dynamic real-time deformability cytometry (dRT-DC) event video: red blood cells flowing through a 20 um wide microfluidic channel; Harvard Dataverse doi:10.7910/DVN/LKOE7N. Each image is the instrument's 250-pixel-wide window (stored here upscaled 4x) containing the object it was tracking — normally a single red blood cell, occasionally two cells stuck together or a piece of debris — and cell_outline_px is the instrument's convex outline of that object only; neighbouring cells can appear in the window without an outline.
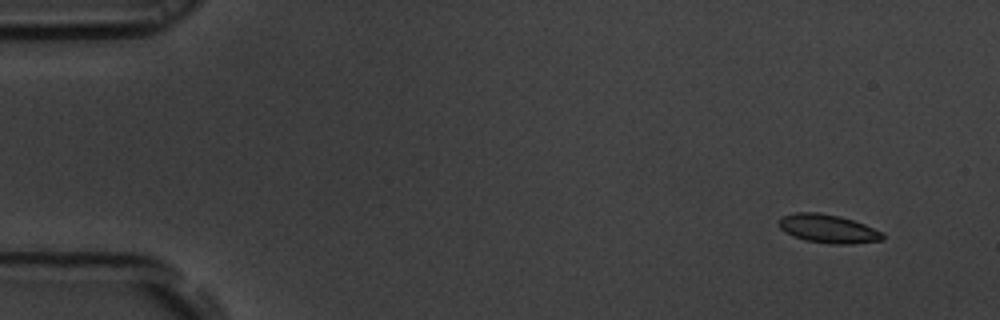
{"species": "common noctule bat (a hibernating species)", "species_latin": "Nyctalus noctula", "temperature_condition": "room temperature", "stored_images_in_passage": 11, "camera_frame_rate_fps": 3000, "um_per_image_px": 0.085, "animal": {"sex": "male", "body_mass_g": 19.5, "forearm_length_mm": 54.6}, "frame": {"image": 1, "passage_image": 4, "time_ms": 1.0, "image_size_px": [1000, 320], "cell_outline_px": [[884, 240], [848, 244], [832, 244], [804, 240], [792, 236], [784, 232], [780, 228], [780, 220], [784, 216], [796, 212], [820, 212], [840, 216], [864, 224], [884, 232]], "centroid_in_image_um": [70.41, 19.44], "position_along_channel_um": 14.6, "area_um2": 17.28}}